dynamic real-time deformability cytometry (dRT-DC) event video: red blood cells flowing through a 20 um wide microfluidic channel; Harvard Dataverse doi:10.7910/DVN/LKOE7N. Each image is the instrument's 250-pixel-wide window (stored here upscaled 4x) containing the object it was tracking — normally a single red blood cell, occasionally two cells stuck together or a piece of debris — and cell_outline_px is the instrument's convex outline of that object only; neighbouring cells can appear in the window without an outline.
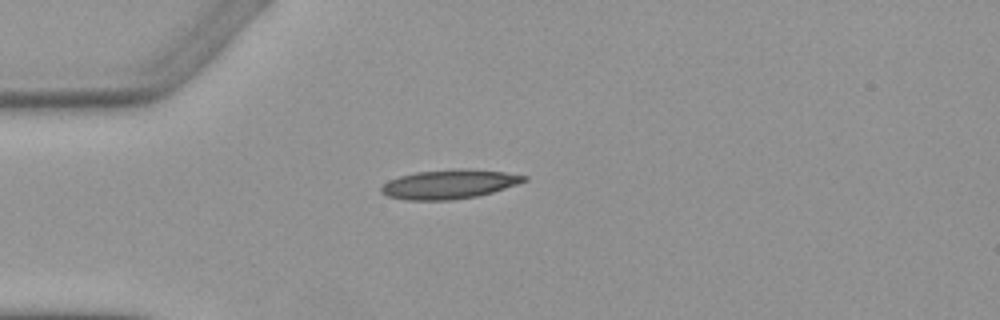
{"species": "Egyptian fruit bat (a non-hibernating species)", "species_latin": "Rousettus aegyptiacus", "temperature_condition": "warm", "stored_images_in_passage": 1, "camera_frame_rate_fps": 3000, "um_per_image_px": 0.085, "animal": {"sex": "female"}, "frame": {"image": 1, "passage_image": 1, "time_ms": 0.0, "image_size_px": [1000, 320], "cell_outline_px": [[528, 180], [492, 192], [476, 196], [452, 200], [408, 200], [388, 196], [380, 192], [380, 188], [388, 180], [400, 176], [416, 172], [504, 172], [528, 176]], "centroid_in_image_um": [38.11, 15.72], "position_along_channel_um": 46.9, "area_um2": 22.83}}